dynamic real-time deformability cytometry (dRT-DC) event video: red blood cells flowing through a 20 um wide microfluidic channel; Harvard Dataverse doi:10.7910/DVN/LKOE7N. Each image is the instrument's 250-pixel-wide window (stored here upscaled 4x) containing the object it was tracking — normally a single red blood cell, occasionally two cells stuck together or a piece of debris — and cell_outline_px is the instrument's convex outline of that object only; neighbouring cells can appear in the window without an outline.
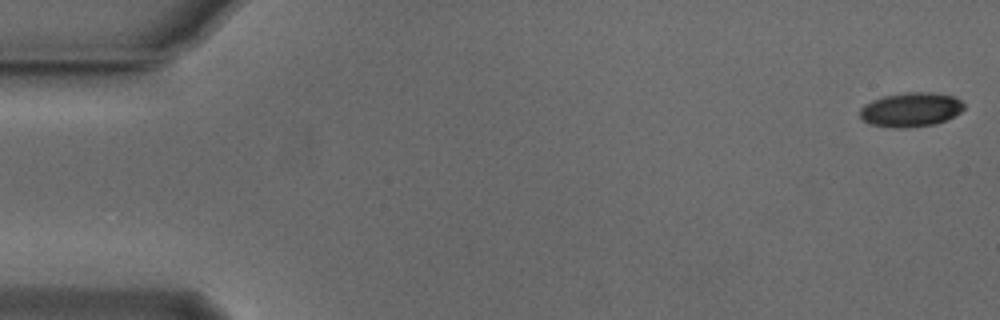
{"species": "Egyptian fruit bat (a non-hibernating species)", "species_latin": "Rousettus aegyptiacus", "temperature_condition": "cold", "stored_images_in_passage": 53, "camera_frame_rate_fps": 3000, "um_per_image_px": 0.085, "animal": {"sex": "male"}, "frame": {"image": 1, "passage_image": 1, "time_ms": 0.0, "image_size_px": [1000, 320], "cell_outline_px": [[964, 108], [960, 112], [936, 124], [908, 128], [896, 128], [872, 124], [864, 120], [860, 116], [860, 108], [864, 104], [872, 100], [884, 96], [908, 92], [932, 92], [952, 96], [960, 100], [964, 104]], "centroid_in_image_um": [77.41, 9.32], "position_along_channel_um": 7.6, "area_um2": 20.63}}
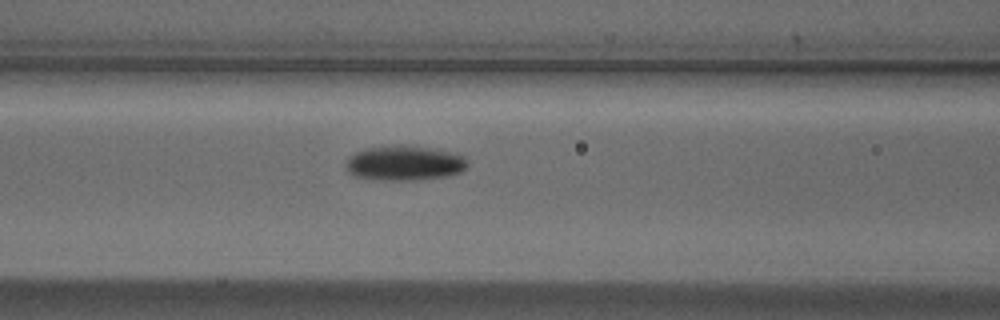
{"frame": {"image": 2, "passage_image": 22, "time_ms": 7.0, "image_size_px": [1000, 320], "cell_outline_px": [[468, 164], [460, 172], [448, 176], [412, 180], [384, 180], [356, 176], [348, 172], [344, 164], [348, 156], [364, 148], [404, 144], [432, 148], [456, 152], [464, 156]], "centroid_in_image_um": [34.37, 13.84], "position_along_channel_um": 132.2, "area_um2": 24.97}}
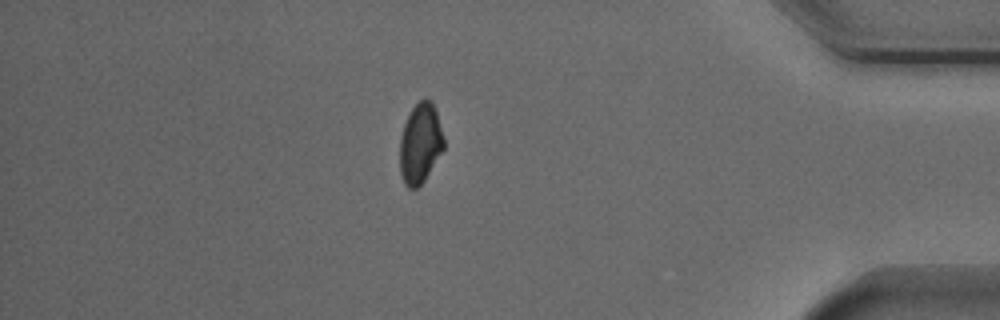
{"frame": {"image": 3, "passage_image": 46, "time_ms": 15.0, "image_size_px": [1000, 320], "cell_outline_px": [[444, 148], [424, 180], [416, 188], [408, 188], [404, 184], [400, 172], [400, 140], [404, 124], [412, 108], [424, 96], [432, 100], [444, 136]], "centroid_in_image_um": [35.72, 12.17], "position_along_channel_um": 399.5, "area_um2": 20.46}, "authors_computed_cell_mechanics": {"area_um2": 21.5594, "velocity_mm_per_s": 3.8462, "shape_relaxation_time_tau1_ms": 2.4385, "shape_relaxation_time_tau2_ms": null, "deformation_change_tau1": 0.1071, "deformation_change_tau2": null}}